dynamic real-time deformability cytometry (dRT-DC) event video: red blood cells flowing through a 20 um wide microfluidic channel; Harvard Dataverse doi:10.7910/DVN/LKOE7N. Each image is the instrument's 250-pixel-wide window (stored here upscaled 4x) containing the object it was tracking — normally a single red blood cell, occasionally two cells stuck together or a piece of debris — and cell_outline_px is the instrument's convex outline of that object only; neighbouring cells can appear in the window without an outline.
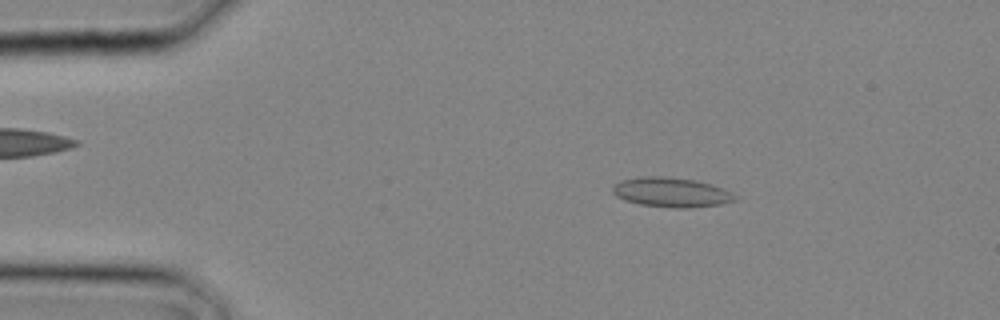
{"species": "common noctule bat (a hibernating species)", "species_latin": "Nyctalus noctula", "temperature_condition": "cold", "stored_images_in_passage": 1, "camera_frame_rate_fps": 3000, "um_per_image_px": 0.085, "animal": {"sex": "male", "body_mass_g": 20.4}, "frame": {"image": 1, "passage_image": 1, "time_ms": 0.0, "image_size_px": [1000, 320], "cell_outline_px": [[736, 200], [720, 204], [688, 208], [672, 208], [640, 204], [624, 200], [616, 196], [612, 192], [612, 184], [620, 180], [640, 176], [664, 176], [696, 180], [712, 184], [724, 188], [732, 192], [736, 196]], "centroid_in_image_um": [57.03, 16.33], "position_along_channel_um": 28.0, "area_um2": 21.39}}